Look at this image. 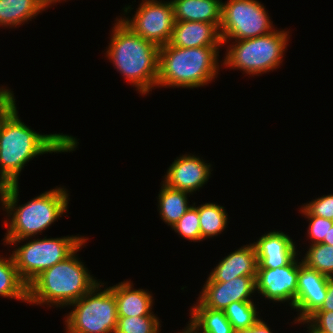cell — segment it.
Returning a JSON list of instances; mask_svg holds the SVG:
<instances>
[{
	"label": "cell",
	"mask_w": 333,
	"mask_h": 333,
	"mask_svg": "<svg viewBox=\"0 0 333 333\" xmlns=\"http://www.w3.org/2000/svg\"><path fill=\"white\" fill-rule=\"evenodd\" d=\"M68 134H39L19 118L14 102L0 117V187L19 183L24 166L38 155L75 151L79 142Z\"/></svg>",
	"instance_id": "6da1fadb"
},
{
	"label": "cell",
	"mask_w": 333,
	"mask_h": 333,
	"mask_svg": "<svg viewBox=\"0 0 333 333\" xmlns=\"http://www.w3.org/2000/svg\"><path fill=\"white\" fill-rule=\"evenodd\" d=\"M19 183L0 187V203L6 211L4 226L7 228L4 244H20L44 230L68 212L69 193L64 187H56L18 205ZM9 222V223H8Z\"/></svg>",
	"instance_id": "7a4b0ae2"
},
{
	"label": "cell",
	"mask_w": 333,
	"mask_h": 333,
	"mask_svg": "<svg viewBox=\"0 0 333 333\" xmlns=\"http://www.w3.org/2000/svg\"><path fill=\"white\" fill-rule=\"evenodd\" d=\"M115 22L106 57L138 93L146 95L156 87L159 47L134 33L120 19Z\"/></svg>",
	"instance_id": "3957f363"
},
{
	"label": "cell",
	"mask_w": 333,
	"mask_h": 333,
	"mask_svg": "<svg viewBox=\"0 0 333 333\" xmlns=\"http://www.w3.org/2000/svg\"><path fill=\"white\" fill-rule=\"evenodd\" d=\"M86 238L67 258L42 271L28 284V303L67 306L82 298L98 281L78 258L77 252L87 242ZM51 304V305H50Z\"/></svg>",
	"instance_id": "277c9868"
},
{
	"label": "cell",
	"mask_w": 333,
	"mask_h": 333,
	"mask_svg": "<svg viewBox=\"0 0 333 333\" xmlns=\"http://www.w3.org/2000/svg\"><path fill=\"white\" fill-rule=\"evenodd\" d=\"M219 47H159L156 87L193 89L208 85L219 74Z\"/></svg>",
	"instance_id": "5b68a950"
},
{
	"label": "cell",
	"mask_w": 333,
	"mask_h": 333,
	"mask_svg": "<svg viewBox=\"0 0 333 333\" xmlns=\"http://www.w3.org/2000/svg\"><path fill=\"white\" fill-rule=\"evenodd\" d=\"M289 31L274 30L264 36L233 40L222 59L221 66L257 76L273 71L283 62L289 41Z\"/></svg>",
	"instance_id": "8992f818"
},
{
	"label": "cell",
	"mask_w": 333,
	"mask_h": 333,
	"mask_svg": "<svg viewBox=\"0 0 333 333\" xmlns=\"http://www.w3.org/2000/svg\"><path fill=\"white\" fill-rule=\"evenodd\" d=\"M104 283H97L78 301L64 318L67 333H115L118 313L114 293L110 287L102 290Z\"/></svg>",
	"instance_id": "52a82bcc"
},
{
	"label": "cell",
	"mask_w": 333,
	"mask_h": 333,
	"mask_svg": "<svg viewBox=\"0 0 333 333\" xmlns=\"http://www.w3.org/2000/svg\"><path fill=\"white\" fill-rule=\"evenodd\" d=\"M84 236H61L57 238H37L17 244L11 254L20 278L28 285L42 271L67 258L84 240Z\"/></svg>",
	"instance_id": "ba28073f"
},
{
	"label": "cell",
	"mask_w": 333,
	"mask_h": 333,
	"mask_svg": "<svg viewBox=\"0 0 333 333\" xmlns=\"http://www.w3.org/2000/svg\"><path fill=\"white\" fill-rule=\"evenodd\" d=\"M266 8L257 0H227L222 2L219 27L223 46L234 40L252 39L274 31Z\"/></svg>",
	"instance_id": "9c48e42d"
},
{
	"label": "cell",
	"mask_w": 333,
	"mask_h": 333,
	"mask_svg": "<svg viewBox=\"0 0 333 333\" xmlns=\"http://www.w3.org/2000/svg\"><path fill=\"white\" fill-rule=\"evenodd\" d=\"M119 19L134 33L158 47L168 44L174 28L171 1L142 0L132 18Z\"/></svg>",
	"instance_id": "30bf717a"
},
{
	"label": "cell",
	"mask_w": 333,
	"mask_h": 333,
	"mask_svg": "<svg viewBox=\"0 0 333 333\" xmlns=\"http://www.w3.org/2000/svg\"><path fill=\"white\" fill-rule=\"evenodd\" d=\"M298 256L288 265L275 269H257L256 291L273 302H288L294 307L299 274Z\"/></svg>",
	"instance_id": "8fae6325"
},
{
	"label": "cell",
	"mask_w": 333,
	"mask_h": 333,
	"mask_svg": "<svg viewBox=\"0 0 333 333\" xmlns=\"http://www.w3.org/2000/svg\"><path fill=\"white\" fill-rule=\"evenodd\" d=\"M328 276L315 269L307 267L302 262L299 264L297 293L292 309L298 312L294 323L303 322L318 310L327 296Z\"/></svg>",
	"instance_id": "7c38bea8"
},
{
	"label": "cell",
	"mask_w": 333,
	"mask_h": 333,
	"mask_svg": "<svg viewBox=\"0 0 333 333\" xmlns=\"http://www.w3.org/2000/svg\"><path fill=\"white\" fill-rule=\"evenodd\" d=\"M256 277L240 276L229 282H205L198 301L206 308L225 310L232 302L253 301Z\"/></svg>",
	"instance_id": "4fadbf2b"
},
{
	"label": "cell",
	"mask_w": 333,
	"mask_h": 333,
	"mask_svg": "<svg viewBox=\"0 0 333 333\" xmlns=\"http://www.w3.org/2000/svg\"><path fill=\"white\" fill-rule=\"evenodd\" d=\"M196 155L184 154L174 159L163 176L168 187L193 194L205 185L211 177V165ZM209 164V165H208Z\"/></svg>",
	"instance_id": "5bb4252c"
},
{
	"label": "cell",
	"mask_w": 333,
	"mask_h": 333,
	"mask_svg": "<svg viewBox=\"0 0 333 333\" xmlns=\"http://www.w3.org/2000/svg\"><path fill=\"white\" fill-rule=\"evenodd\" d=\"M258 258L257 269H275L290 264L299 255L296 243L282 231H270L253 243Z\"/></svg>",
	"instance_id": "9a60e30c"
},
{
	"label": "cell",
	"mask_w": 333,
	"mask_h": 333,
	"mask_svg": "<svg viewBox=\"0 0 333 333\" xmlns=\"http://www.w3.org/2000/svg\"><path fill=\"white\" fill-rule=\"evenodd\" d=\"M258 258L253 243L243 245L223 257L210 272L206 282H229L240 276H257Z\"/></svg>",
	"instance_id": "2e32d148"
},
{
	"label": "cell",
	"mask_w": 333,
	"mask_h": 333,
	"mask_svg": "<svg viewBox=\"0 0 333 333\" xmlns=\"http://www.w3.org/2000/svg\"><path fill=\"white\" fill-rule=\"evenodd\" d=\"M181 48L223 46L219 28L212 23L175 22L168 42Z\"/></svg>",
	"instance_id": "e0dca14e"
},
{
	"label": "cell",
	"mask_w": 333,
	"mask_h": 333,
	"mask_svg": "<svg viewBox=\"0 0 333 333\" xmlns=\"http://www.w3.org/2000/svg\"><path fill=\"white\" fill-rule=\"evenodd\" d=\"M109 287L115 296L118 317L156 316L152 311L154 297L149 291L134 289L130 280Z\"/></svg>",
	"instance_id": "ac0fdd59"
},
{
	"label": "cell",
	"mask_w": 333,
	"mask_h": 333,
	"mask_svg": "<svg viewBox=\"0 0 333 333\" xmlns=\"http://www.w3.org/2000/svg\"><path fill=\"white\" fill-rule=\"evenodd\" d=\"M175 22L221 24L222 0H170Z\"/></svg>",
	"instance_id": "d6986e66"
},
{
	"label": "cell",
	"mask_w": 333,
	"mask_h": 333,
	"mask_svg": "<svg viewBox=\"0 0 333 333\" xmlns=\"http://www.w3.org/2000/svg\"><path fill=\"white\" fill-rule=\"evenodd\" d=\"M45 9L41 0H0V26L20 27Z\"/></svg>",
	"instance_id": "ffe728a7"
},
{
	"label": "cell",
	"mask_w": 333,
	"mask_h": 333,
	"mask_svg": "<svg viewBox=\"0 0 333 333\" xmlns=\"http://www.w3.org/2000/svg\"><path fill=\"white\" fill-rule=\"evenodd\" d=\"M162 186L158 194V210L161 220L171 228L178 222V220L187 212L192 206L189 205L188 195L190 192L177 190L168 187L161 182Z\"/></svg>",
	"instance_id": "44dd1931"
},
{
	"label": "cell",
	"mask_w": 333,
	"mask_h": 333,
	"mask_svg": "<svg viewBox=\"0 0 333 333\" xmlns=\"http://www.w3.org/2000/svg\"><path fill=\"white\" fill-rule=\"evenodd\" d=\"M190 308V318L202 333H235L224 310H214L204 307L198 300Z\"/></svg>",
	"instance_id": "7402d4cb"
},
{
	"label": "cell",
	"mask_w": 333,
	"mask_h": 333,
	"mask_svg": "<svg viewBox=\"0 0 333 333\" xmlns=\"http://www.w3.org/2000/svg\"><path fill=\"white\" fill-rule=\"evenodd\" d=\"M0 296L28 304V285L20 278L11 255H0Z\"/></svg>",
	"instance_id": "603a6c76"
},
{
	"label": "cell",
	"mask_w": 333,
	"mask_h": 333,
	"mask_svg": "<svg viewBox=\"0 0 333 333\" xmlns=\"http://www.w3.org/2000/svg\"><path fill=\"white\" fill-rule=\"evenodd\" d=\"M199 213L201 241L222 234L228 226V215L223 206L216 203H205L200 206L192 204Z\"/></svg>",
	"instance_id": "cb8c5ba5"
},
{
	"label": "cell",
	"mask_w": 333,
	"mask_h": 333,
	"mask_svg": "<svg viewBox=\"0 0 333 333\" xmlns=\"http://www.w3.org/2000/svg\"><path fill=\"white\" fill-rule=\"evenodd\" d=\"M254 301L232 302L224 310L225 316L235 331L254 326L259 320Z\"/></svg>",
	"instance_id": "d4e9b609"
},
{
	"label": "cell",
	"mask_w": 333,
	"mask_h": 333,
	"mask_svg": "<svg viewBox=\"0 0 333 333\" xmlns=\"http://www.w3.org/2000/svg\"><path fill=\"white\" fill-rule=\"evenodd\" d=\"M309 247L302 263L328 277L333 276V245L318 243Z\"/></svg>",
	"instance_id": "484cf974"
},
{
	"label": "cell",
	"mask_w": 333,
	"mask_h": 333,
	"mask_svg": "<svg viewBox=\"0 0 333 333\" xmlns=\"http://www.w3.org/2000/svg\"><path fill=\"white\" fill-rule=\"evenodd\" d=\"M159 320L157 316L118 317L115 333H159Z\"/></svg>",
	"instance_id": "4316f807"
},
{
	"label": "cell",
	"mask_w": 333,
	"mask_h": 333,
	"mask_svg": "<svg viewBox=\"0 0 333 333\" xmlns=\"http://www.w3.org/2000/svg\"><path fill=\"white\" fill-rule=\"evenodd\" d=\"M172 230L188 241L200 242L201 230L198 210L192 205L172 227Z\"/></svg>",
	"instance_id": "83f0119b"
},
{
	"label": "cell",
	"mask_w": 333,
	"mask_h": 333,
	"mask_svg": "<svg viewBox=\"0 0 333 333\" xmlns=\"http://www.w3.org/2000/svg\"><path fill=\"white\" fill-rule=\"evenodd\" d=\"M300 208L299 211L305 215V218H307L308 221L310 220L307 230V237L309 236L310 241L312 242L310 244L322 243L324 238H327L329 229L333 226V220L312 215L304 206Z\"/></svg>",
	"instance_id": "f1b7e54d"
},
{
	"label": "cell",
	"mask_w": 333,
	"mask_h": 333,
	"mask_svg": "<svg viewBox=\"0 0 333 333\" xmlns=\"http://www.w3.org/2000/svg\"><path fill=\"white\" fill-rule=\"evenodd\" d=\"M309 333H333V311H315L304 322Z\"/></svg>",
	"instance_id": "f546056e"
},
{
	"label": "cell",
	"mask_w": 333,
	"mask_h": 333,
	"mask_svg": "<svg viewBox=\"0 0 333 333\" xmlns=\"http://www.w3.org/2000/svg\"><path fill=\"white\" fill-rule=\"evenodd\" d=\"M303 206L312 215L333 220V194L323 195Z\"/></svg>",
	"instance_id": "4dcf8cb0"
},
{
	"label": "cell",
	"mask_w": 333,
	"mask_h": 333,
	"mask_svg": "<svg viewBox=\"0 0 333 333\" xmlns=\"http://www.w3.org/2000/svg\"><path fill=\"white\" fill-rule=\"evenodd\" d=\"M15 100L13 91L7 89V87L4 88V86L0 88V117L14 102H16Z\"/></svg>",
	"instance_id": "1f68e13d"
},
{
	"label": "cell",
	"mask_w": 333,
	"mask_h": 333,
	"mask_svg": "<svg viewBox=\"0 0 333 333\" xmlns=\"http://www.w3.org/2000/svg\"><path fill=\"white\" fill-rule=\"evenodd\" d=\"M316 311H333V276L328 278L327 296L324 303Z\"/></svg>",
	"instance_id": "d6a6232c"
},
{
	"label": "cell",
	"mask_w": 333,
	"mask_h": 333,
	"mask_svg": "<svg viewBox=\"0 0 333 333\" xmlns=\"http://www.w3.org/2000/svg\"><path fill=\"white\" fill-rule=\"evenodd\" d=\"M235 333H273V332L266 324V322L260 318V320L254 326H251L250 328L247 329L237 330L235 331Z\"/></svg>",
	"instance_id": "836d02e7"
},
{
	"label": "cell",
	"mask_w": 333,
	"mask_h": 333,
	"mask_svg": "<svg viewBox=\"0 0 333 333\" xmlns=\"http://www.w3.org/2000/svg\"><path fill=\"white\" fill-rule=\"evenodd\" d=\"M178 333H202L195 325H193L191 322L187 324L185 329H182L181 332Z\"/></svg>",
	"instance_id": "e575fe53"
},
{
	"label": "cell",
	"mask_w": 333,
	"mask_h": 333,
	"mask_svg": "<svg viewBox=\"0 0 333 333\" xmlns=\"http://www.w3.org/2000/svg\"><path fill=\"white\" fill-rule=\"evenodd\" d=\"M327 245H333V226L329 229V232L327 233V238H324L323 242Z\"/></svg>",
	"instance_id": "d590c367"
},
{
	"label": "cell",
	"mask_w": 333,
	"mask_h": 333,
	"mask_svg": "<svg viewBox=\"0 0 333 333\" xmlns=\"http://www.w3.org/2000/svg\"><path fill=\"white\" fill-rule=\"evenodd\" d=\"M47 8H49L50 6H52V4H56L57 2H61L62 0H41ZM63 1H66V0H63Z\"/></svg>",
	"instance_id": "8d00e7d4"
}]
</instances>
